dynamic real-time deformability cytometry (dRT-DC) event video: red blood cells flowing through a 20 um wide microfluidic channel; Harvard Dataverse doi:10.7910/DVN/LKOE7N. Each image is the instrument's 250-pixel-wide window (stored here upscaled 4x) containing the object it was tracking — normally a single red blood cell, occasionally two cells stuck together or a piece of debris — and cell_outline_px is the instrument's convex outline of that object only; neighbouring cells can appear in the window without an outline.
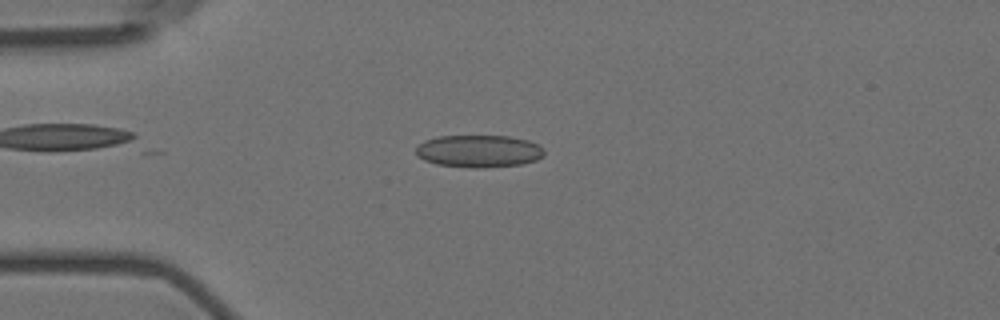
{"species": "Egyptian fruit bat (a non-hibernating species)", "species_latin": "Rousettus aegyptiacus", "temperature_condition": "room temperature", "stored_images_in_passage": 45, "camera_frame_rate_fps": 3000, "um_per_image_px": 0.085, "animal": {"sex": "female"}, "frame": {"image": 1, "passage_image": 14, "time_ms": 4.333, "image_size_px": [1000, 320], "cell_outline_px": [[544, 156], [536, 160], [520, 164], [480, 168], [472, 168], [436, 164], [424, 160], [416, 156], [416, 148], [424, 140], [436, 136], [508, 136], [528, 140], [544, 148]], "centroid_in_image_um": [40.68, 12.84], "position_along_channel_um": 44.3, "area_um2": 24.28}}
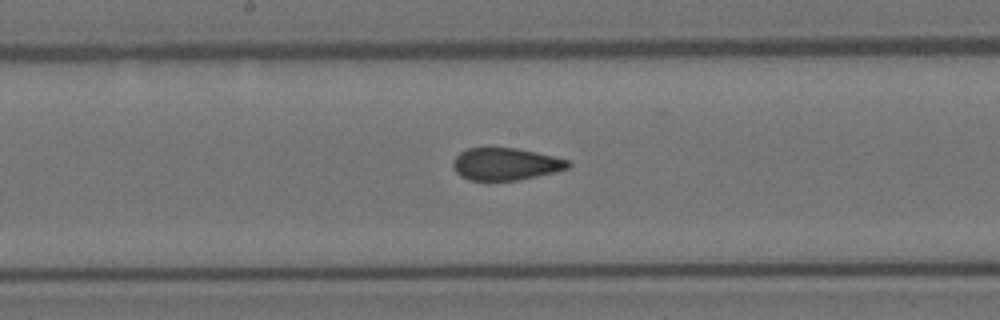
{"frame": {"image": 2, "passage_image": 29, "time_ms": 9.333, "image_size_px": [1000, 320], "cell_outline_px": [[572, 164], [568, 168], [556, 172], [516, 180], [468, 180], [460, 176], [456, 172], [452, 164], [452, 160], [460, 152], [468, 148], [516, 148], [536, 152], [568, 160]], "centroid_in_image_um": [42.96, 13.94], "position_along_channel_um": 205.2, "area_um2": 21.56}}
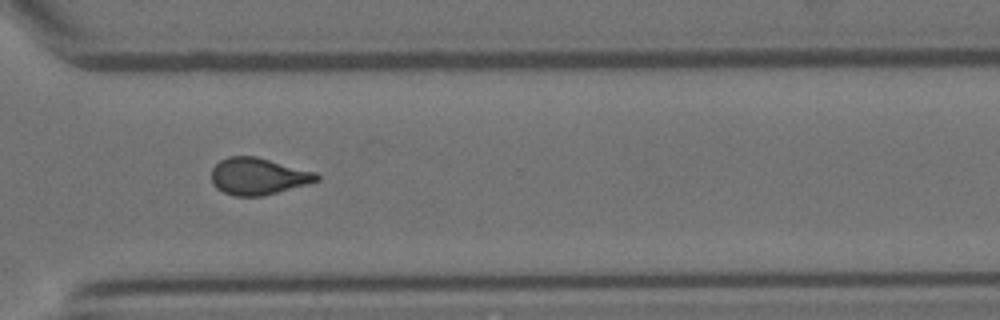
{"frame": {"image": 3, "passage_image": 41, "time_ms": 13.333, "image_size_px": [1000, 320], "cell_outline_px": [[320, 180], [308, 184], [264, 196], [236, 196], [224, 192], [216, 188], [212, 184], [212, 168], [220, 160], [228, 156], [256, 156], [316, 172], [320, 176]], "centroid_in_image_um": [21.95, 14.98], "position_along_channel_um": 348.6, "area_um2": 22.72}, "authors_computed_cell_mechanics": {"area_um2": 22.8888, "velocity_mm_per_s": 3.6001, "shape_relaxation_time_tau1_ms": null, "shape_relaxation_time_tau2_ms": 1.1367, "deformation_change_tau1": null, "deformation_change_tau2": 0.0787}}